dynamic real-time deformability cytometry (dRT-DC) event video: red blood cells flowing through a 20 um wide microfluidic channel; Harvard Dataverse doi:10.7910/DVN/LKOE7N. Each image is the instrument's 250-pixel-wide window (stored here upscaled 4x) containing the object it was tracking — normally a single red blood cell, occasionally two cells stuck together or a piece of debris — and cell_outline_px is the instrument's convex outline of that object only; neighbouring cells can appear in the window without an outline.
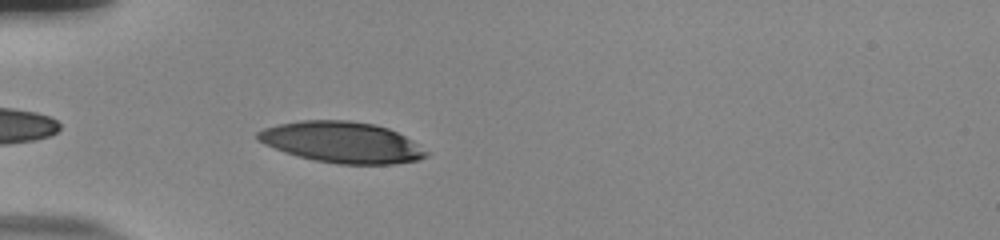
{"species": "human", "species_latin": "Homo sapiens", "temperature_condition": "room temperature", "stored_images_in_passage": 27, "camera_frame_rate_fps": 3000, "um_per_image_px": 0.085, "donor": {"sex": "male"}, "frame": {"image": 1, "passage_image": 3, "time_ms": 0.667, "image_size_px": [1000, 240], "cell_outline_px": [[428, 156], [416, 160], [392, 164], [336, 164], [316, 160], [284, 152], [264, 144], [256, 140], [256, 132], [264, 128], [280, 124], [300, 120], [348, 120], [376, 124], [388, 128], [412, 140], [428, 152]], "centroid_in_image_um": [29.04, 12.09], "position_along_channel_um": 56.0, "area_um2": 40.17}}
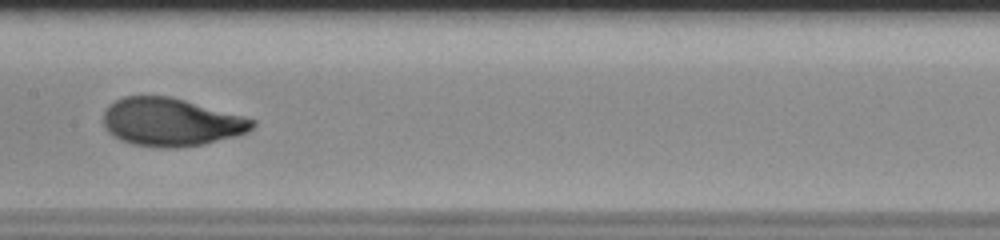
{"frame": {"image": 2, "passage_image": 15, "time_ms": 4.667, "image_size_px": [1000, 240], "cell_outline_px": [[256, 124], [248, 132], [236, 136], [204, 144], [176, 148], [160, 148], [132, 144], [120, 140], [108, 132], [104, 128], [104, 112], [108, 104], [124, 96], [172, 96], [244, 116], [256, 120]], "centroid_in_image_um": [14.54, 10.38], "position_along_channel_um": 192.9, "area_um2": 42.08}}
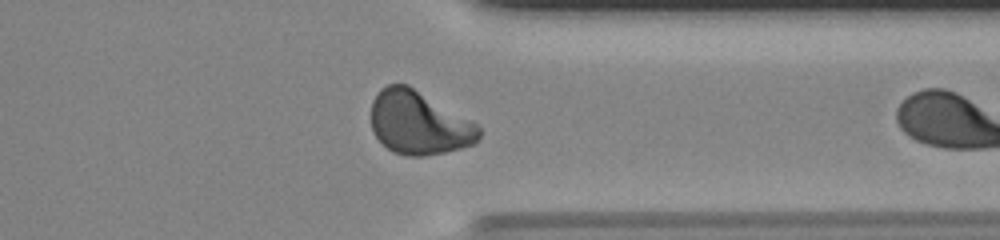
{"frame": {"image": 3, "passage_image": 26, "time_ms": 8.333, "image_size_px": [1000, 240], "cell_outline_px": [[480, 136], [472, 144], [460, 148], [444, 152], [424, 156], [404, 156], [392, 152], [372, 132], [372, 100], [380, 88], [388, 84], [408, 84], [480, 124]], "centroid_in_image_um": [35.61, 10.43], "position_along_channel_um": 375.8, "area_um2": 40.11}}